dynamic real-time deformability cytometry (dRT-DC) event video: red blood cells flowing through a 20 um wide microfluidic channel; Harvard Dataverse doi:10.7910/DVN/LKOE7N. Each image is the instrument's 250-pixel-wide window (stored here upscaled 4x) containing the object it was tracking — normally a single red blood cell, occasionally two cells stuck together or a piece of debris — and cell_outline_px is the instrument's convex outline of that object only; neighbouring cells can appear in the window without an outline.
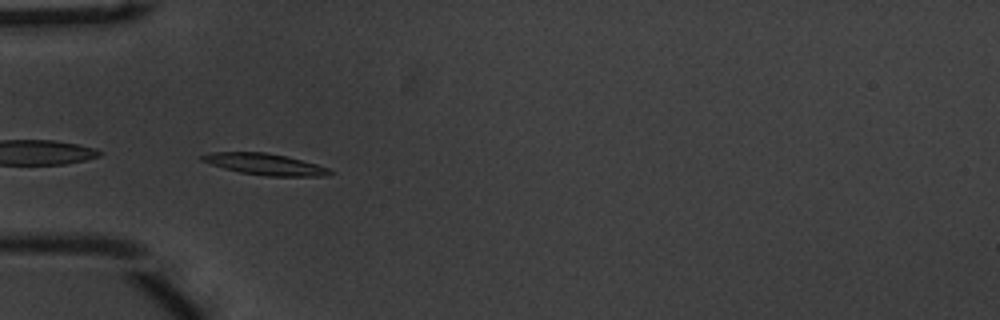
{"species": "common noctule bat (a hibernating species)", "species_latin": "Nyctalus noctula", "temperature_condition": "warm", "stored_images_in_passage": 38, "camera_frame_rate_fps": 3000, "um_per_image_px": 0.085, "animal": {"sex": "male", "body_mass_g": 20.1, "forearm_length_mm": 53.5}, "frame": {"image": 1, "passage_image": 1, "time_ms": 0.0, "image_size_px": [1000, 320], "cell_outline_px": [[336, 172], [328, 176], [268, 176], [240, 172], [224, 168], [200, 160], [200, 156], [212, 152], [264, 152], [288, 156], [316, 164], [328, 168]], "centroid_in_image_um": [22.57, 13.96], "position_along_channel_um": 62.4, "area_um2": 15.9}}
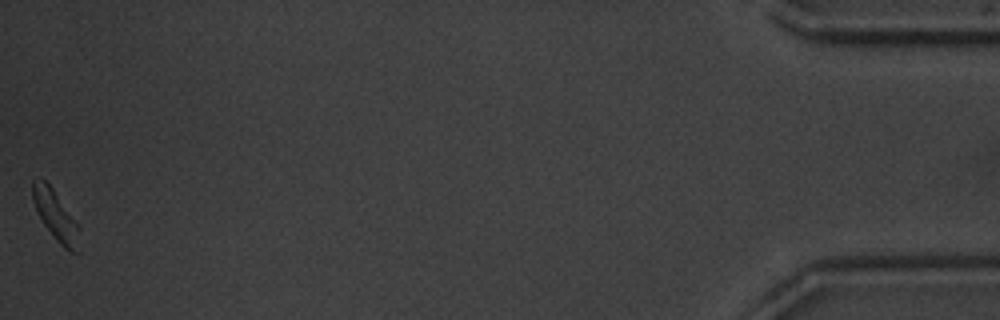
{"frame": {"image": 2, "passage_image": 38, "time_ms": 12.333, "image_size_px": [1000, 320], "cell_outline_px": [[80, 252], [72, 252], [64, 248], [56, 240], [44, 224], [32, 200], [32, 180], [36, 176], [44, 180], [52, 188], [80, 228]], "centroid_in_image_um": [4.74, 18.34], "position_along_channel_um": 430.5, "area_um2": 13.47}, "authors_computed_cell_mechanics": {"area_um2": 15.3459, "velocity_mm_per_s": 3.735, "shape_relaxation_time_tau1_ms": 1.6189, "shape_relaxation_time_tau2_ms": null, "deformation_change_tau1": 0.1232, "deformation_change_tau2": null}}